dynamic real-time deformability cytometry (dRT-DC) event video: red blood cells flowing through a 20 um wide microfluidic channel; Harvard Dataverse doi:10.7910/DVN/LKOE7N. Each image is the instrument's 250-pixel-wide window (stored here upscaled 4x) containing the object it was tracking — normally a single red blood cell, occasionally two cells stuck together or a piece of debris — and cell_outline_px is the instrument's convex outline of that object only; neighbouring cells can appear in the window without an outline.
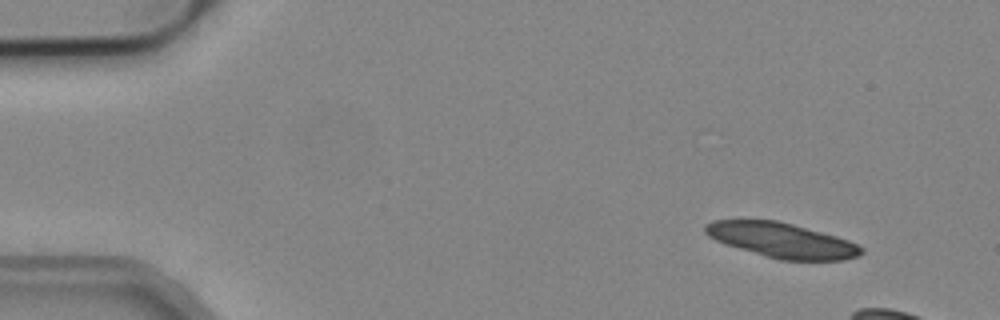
{"species": "common noctule bat (a hibernating species)", "species_latin": "Nyctalus noctula", "temperature_condition": "cold", "stored_images_in_passage": 4, "camera_frame_rate_fps": 3000, "um_per_image_px": 0.085, "animal": {"sex": "male", "body_mass_g": 19.2, "forearm_length_mm": 51.8}, "frame": {"image": 1, "passage_image": 2, "time_ms": 0.333, "image_size_px": [1000, 320], "cell_outline_px": [[864, 252], [860, 256], [844, 260], [780, 260], [740, 248], [716, 240], [708, 236], [704, 232], [704, 224], [712, 220], [776, 220], [792, 224], [836, 236], [848, 240], [864, 248]], "centroid_in_image_um": [66.47, 20.42], "position_along_channel_um": 18.5, "area_um2": 31.44}}